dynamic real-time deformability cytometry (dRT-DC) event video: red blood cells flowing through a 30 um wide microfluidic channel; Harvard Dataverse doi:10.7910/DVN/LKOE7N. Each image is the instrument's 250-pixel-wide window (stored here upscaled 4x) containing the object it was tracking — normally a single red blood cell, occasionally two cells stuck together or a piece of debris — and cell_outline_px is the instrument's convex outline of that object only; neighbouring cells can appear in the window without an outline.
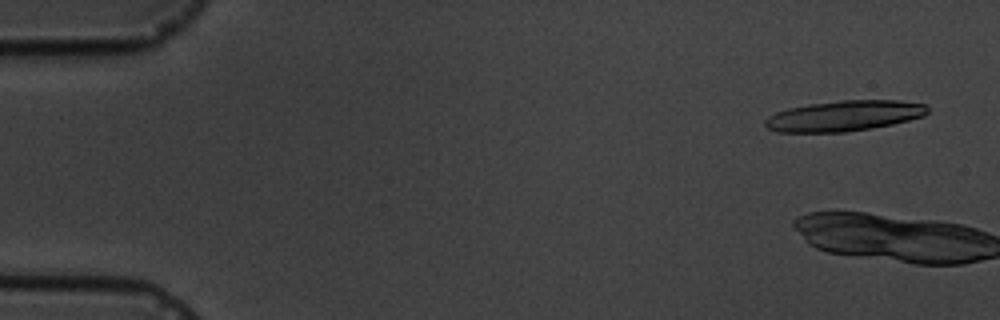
{"species": "common noctule bat (a hibernating species)", "species_latin": "Nyctalus noctula", "temperature_condition": "cold", "stored_images_in_passage": 6, "camera_frame_rate_fps": 3000, "um_per_image_px": 0.085, "animal": {"sex": "male", "body_mass_g": 19.5, "forearm_length_mm": 54.6}, "frame": {"image": 1, "passage_image": 1, "time_ms": 0.0, "image_size_px": [1000, 320], "cell_outline_px": [[928, 112], [924, 116], [892, 124], [872, 128], [848, 132], [780, 132], [768, 128], [764, 124], [764, 120], [768, 116], [776, 112], [788, 108], [808, 104], [840, 100], [900, 100], [924, 104], [928, 108]], "centroid_in_image_um": [71.75, 9.84], "position_along_channel_um": 13.3, "area_um2": 29.02}}